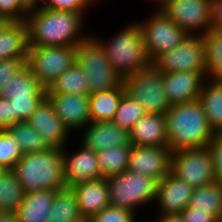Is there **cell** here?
I'll return each mask as SVG.
<instances>
[{
	"label": "cell",
	"mask_w": 222,
	"mask_h": 222,
	"mask_svg": "<svg viewBox=\"0 0 222 222\" xmlns=\"http://www.w3.org/2000/svg\"><path fill=\"white\" fill-rule=\"evenodd\" d=\"M46 96H29V98L9 99L12 101L13 114H16V123L27 121Z\"/></svg>",
	"instance_id": "obj_37"
},
{
	"label": "cell",
	"mask_w": 222,
	"mask_h": 222,
	"mask_svg": "<svg viewBox=\"0 0 222 222\" xmlns=\"http://www.w3.org/2000/svg\"><path fill=\"white\" fill-rule=\"evenodd\" d=\"M31 13V15H30ZM83 15L71 11L39 7L26 17L28 46H76L81 34Z\"/></svg>",
	"instance_id": "obj_1"
},
{
	"label": "cell",
	"mask_w": 222,
	"mask_h": 222,
	"mask_svg": "<svg viewBox=\"0 0 222 222\" xmlns=\"http://www.w3.org/2000/svg\"><path fill=\"white\" fill-rule=\"evenodd\" d=\"M0 222H18L15 212L0 210Z\"/></svg>",
	"instance_id": "obj_45"
},
{
	"label": "cell",
	"mask_w": 222,
	"mask_h": 222,
	"mask_svg": "<svg viewBox=\"0 0 222 222\" xmlns=\"http://www.w3.org/2000/svg\"><path fill=\"white\" fill-rule=\"evenodd\" d=\"M18 180L25 193L38 190H60L67 187L62 149L23 154L15 164Z\"/></svg>",
	"instance_id": "obj_3"
},
{
	"label": "cell",
	"mask_w": 222,
	"mask_h": 222,
	"mask_svg": "<svg viewBox=\"0 0 222 222\" xmlns=\"http://www.w3.org/2000/svg\"><path fill=\"white\" fill-rule=\"evenodd\" d=\"M16 124V114H13L12 101L0 96V130H7Z\"/></svg>",
	"instance_id": "obj_42"
},
{
	"label": "cell",
	"mask_w": 222,
	"mask_h": 222,
	"mask_svg": "<svg viewBox=\"0 0 222 222\" xmlns=\"http://www.w3.org/2000/svg\"><path fill=\"white\" fill-rule=\"evenodd\" d=\"M210 4L211 0H169L160 10L187 34L203 29L204 35L211 30Z\"/></svg>",
	"instance_id": "obj_12"
},
{
	"label": "cell",
	"mask_w": 222,
	"mask_h": 222,
	"mask_svg": "<svg viewBox=\"0 0 222 222\" xmlns=\"http://www.w3.org/2000/svg\"><path fill=\"white\" fill-rule=\"evenodd\" d=\"M109 205L134 212L142 204L156 197L157 181L145 175L124 171L107 178Z\"/></svg>",
	"instance_id": "obj_6"
},
{
	"label": "cell",
	"mask_w": 222,
	"mask_h": 222,
	"mask_svg": "<svg viewBox=\"0 0 222 222\" xmlns=\"http://www.w3.org/2000/svg\"><path fill=\"white\" fill-rule=\"evenodd\" d=\"M211 82L205 81L198 100L205 111L210 127L218 133L222 132V82L215 80Z\"/></svg>",
	"instance_id": "obj_26"
},
{
	"label": "cell",
	"mask_w": 222,
	"mask_h": 222,
	"mask_svg": "<svg viewBox=\"0 0 222 222\" xmlns=\"http://www.w3.org/2000/svg\"><path fill=\"white\" fill-rule=\"evenodd\" d=\"M71 188L76 195L79 212L85 221L109 206L107 178L81 182Z\"/></svg>",
	"instance_id": "obj_19"
},
{
	"label": "cell",
	"mask_w": 222,
	"mask_h": 222,
	"mask_svg": "<svg viewBox=\"0 0 222 222\" xmlns=\"http://www.w3.org/2000/svg\"><path fill=\"white\" fill-rule=\"evenodd\" d=\"M75 63L86 73L89 94L115 89L123 82L96 37L86 36L75 46Z\"/></svg>",
	"instance_id": "obj_5"
},
{
	"label": "cell",
	"mask_w": 222,
	"mask_h": 222,
	"mask_svg": "<svg viewBox=\"0 0 222 222\" xmlns=\"http://www.w3.org/2000/svg\"><path fill=\"white\" fill-rule=\"evenodd\" d=\"M157 222H184L180 214L161 215Z\"/></svg>",
	"instance_id": "obj_46"
},
{
	"label": "cell",
	"mask_w": 222,
	"mask_h": 222,
	"mask_svg": "<svg viewBox=\"0 0 222 222\" xmlns=\"http://www.w3.org/2000/svg\"><path fill=\"white\" fill-rule=\"evenodd\" d=\"M75 63V46H28L26 65L45 89Z\"/></svg>",
	"instance_id": "obj_8"
},
{
	"label": "cell",
	"mask_w": 222,
	"mask_h": 222,
	"mask_svg": "<svg viewBox=\"0 0 222 222\" xmlns=\"http://www.w3.org/2000/svg\"><path fill=\"white\" fill-rule=\"evenodd\" d=\"M206 75L222 82V33L210 30L204 34Z\"/></svg>",
	"instance_id": "obj_33"
},
{
	"label": "cell",
	"mask_w": 222,
	"mask_h": 222,
	"mask_svg": "<svg viewBox=\"0 0 222 222\" xmlns=\"http://www.w3.org/2000/svg\"><path fill=\"white\" fill-rule=\"evenodd\" d=\"M132 145L112 146L97 152L102 178L123 173L128 168Z\"/></svg>",
	"instance_id": "obj_30"
},
{
	"label": "cell",
	"mask_w": 222,
	"mask_h": 222,
	"mask_svg": "<svg viewBox=\"0 0 222 222\" xmlns=\"http://www.w3.org/2000/svg\"><path fill=\"white\" fill-rule=\"evenodd\" d=\"M211 30L222 33V0H211Z\"/></svg>",
	"instance_id": "obj_44"
},
{
	"label": "cell",
	"mask_w": 222,
	"mask_h": 222,
	"mask_svg": "<svg viewBox=\"0 0 222 222\" xmlns=\"http://www.w3.org/2000/svg\"><path fill=\"white\" fill-rule=\"evenodd\" d=\"M25 63L21 59L0 60V96L5 84Z\"/></svg>",
	"instance_id": "obj_41"
},
{
	"label": "cell",
	"mask_w": 222,
	"mask_h": 222,
	"mask_svg": "<svg viewBox=\"0 0 222 222\" xmlns=\"http://www.w3.org/2000/svg\"><path fill=\"white\" fill-rule=\"evenodd\" d=\"M145 114L142 105L125 93L121 97L111 122L129 132L132 126Z\"/></svg>",
	"instance_id": "obj_34"
},
{
	"label": "cell",
	"mask_w": 222,
	"mask_h": 222,
	"mask_svg": "<svg viewBox=\"0 0 222 222\" xmlns=\"http://www.w3.org/2000/svg\"><path fill=\"white\" fill-rule=\"evenodd\" d=\"M64 148V172L67 187H71L81 182L101 179V171L98 166L97 153L86 148L83 144L81 149L71 156L66 154Z\"/></svg>",
	"instance_id": "obj_18"
},
{
	"label": "cell",
	"mask_w": 222,
	"mask_h": 222,
	"mask_svg": "<svg viewBox=\"0 0 222 222\" xmlns=\"http://www.w3.org/2000/svg\"><path fill=\"white\" fill-rule=\"evenodd\" d=\"M172 155L173 152L168 146L132 145L127 170L158 182L171 172Z\"/></svg>",
	"instance_id": "obj_13"
},
{
	"label": "cell",
	"mask_w": 222,
	"mask_h": 222,
	"mask_svg": "<svg viewBox=\"0 0 222 222\" xmlns=\"http://www.w3.org/2000/svg\"><path fill=\"white\" fill-rule=\"evenodd\" d=\"M138 26L151 63L162 53L179 45L188 35L160 9L147 22L138 23Z\"/></svg>",
	"instance_id": "obj_11"
},
{
	"label": "cell",
	"mask_w": 222,
	"mask_h": 222,
	"mask_svg": "<svg viewBox=\"0 0 222 222\" xmlns=\"http://www.w3.org/2000/svg\"><path fill=\"white\" fill-rule=\"evenodd\" d=\"M130 144L139 146H167L165 115L145 114L129 131Z\"/></svg>",
	"instance_id": "obj_21"
},
{
	"label": "cell",
	"mask_w": 222,
	"mask_h": 222,
	"mask_svg": "<svg viewBox=\"0 0 222 222\" xmlns=\"http://www.w3.org/2000/svg\"><path fill=\"white\" fill-rule=\"evenodd\" d=\"M156 1H158V3H161L160 4L161 5L160 8H162L169 0H156Z\"/></svg>",
	"instance_id": "obj_49"
},
{
	"label": "cell",
	"mask_w": 222,
	"mask_h": 222,
	"mask_svg": "<svg viewBox=\"0 0 222 222\" xmlns=\"http://www.w3.org/2000/svg\"><path fill=\"white\" fill-rule=\"evenodd\" d=\"M27 14L29 12L19 0H0V17L8 18L11 22H21L26 21Z\"/></svg>",
	"instance_id": "obj_38"
},
{
	"label": "cell",
	"mask_w": 222,
	"mask_h": 222,
	"mask_svg": "<svg viewBox=\"0 0 222 222\" xmlns=\"http://www.w3.org/2000/svg\"><path fill=\"white\" fill-rule=\"evenodd\" d=\"M165 118L167 146L173 153L208 146L215 134L198 99L169 106Z\"/></svg>",
	"instance_id": "obj_2"
},
{
	"label": "cell",
	"mask_w": 222,
	"mask_h": 222,
	"mask_svg": "<svg viewBox=\"0 0 222 222\" xmlns=\"http://www.w3.org/2000/svg\"><path fill=\"white\" fill-rule=\"evenodd\" d=\"M164 73L153 64L123 79L125 92L138 101L146 114L165 115L169 104L163 91Z\"/></svg>",
	"instance_id": "obj_7"
},
{
	"label": "cell",
	"mask_w": 222,
	"mask_h": 222,
	"mask_svg": "<svg viewBox=\"0 0 222 222\" xmlns=\"http://www.w3.org/2000/svg\"><path fill=\"white\" fill-rule=\"evenodd\" d=\"M56 191L38 190L27 192L15 211L18 222H47Z\"/></svg>",
	"instance_id": "obj_22"
},
{
	"label": "cell",
	"mask_w": 222,
	"mask_h": 222,
	"mask_svg": "<svg viewBox=\"0 0 222 222\" xmlns=\"http://www.w3.org/2000/svg\"><path fill=\"white\" fill-rule=\"evenodd\" d=\"M25 192L13 169L0 170V210L15 212Z\"/></svg>",
	"instance_id": "obj_31"
},
{
	"label": "cell",
	"mask_w": 222,
	"mask_h": 222,
	"mask_svg": "<svg viewBox=\"0 0 222 222\" xmlns=\"http://www.w3.org/2000/svg\"><path fill=\"white\" fill-rule=\"evenodd\" d=\"M194 188L169 172L157 183L155 200L162 215L180 214L189 206Z\"/></svg>",
	"instance_id": "obj_16"
},
{
	"label": "cell",
	"mask_w": 222,
	"mask_h": 222,
	"mask_svg": "<svg viewBox=\"0 0 222 222\" xmlns=\"http://www.w3.org/2000/svg\"><path fill=\"white\" fill-rule=\"evenodd\" d=\"M28 55V29L25 21L11 22L0 34V60L21 59Z\"/></svg>",
	"instance_id": "obj_23"
},
{
	"label": "cell",
	"mask_w": 222,
	"mask_h": 222,
	"mask_svg": "<svg viewBox=\"0 0 222 222\" xmlns=\"http://www.w3.org/2000/svg\"><path fill=\"white\" fill-rule=\"evenodd\" d=\"M125 93L122 82L115 89L89 94L90 122L111 121Z\"/></svg>",
	"instance_id": "obj_25"
},
{
	"label": "cell",
	"mask_w": 222,
	"mask_h": 222,
	"mask_svg": "<svg viewBox=\"0 0 222 222\" xmlns=\"http://www.w3.org/2000/svg\"><path fill=\"white\" fill-rule=\"evenodd\" d=\"M98 40L114 71L122 79L152 64L138 23L128 25L107 43Z\"/></svg>",
	"instance_id": "obj_4"
},
{
	"label": "cell",
	"mask_w": 222,
	"mask_h": 222,
	"mask_svg": "<svg viewBox=\"0 0 222 222\" xmlns=\"http://www.w3.org/2000/svg\"><path fill=\"white\" fill-rule=\"evenodd\" d=\"M46 93L89 95L85 71L74 63L50 85Z\"/></svg>",
	"instance_id": "obj_29"
},
{
	"label": "cell",
	"mask_w": 222,
	"mask_h": 222,
	"mask_svg": "<svg viewBox=\"0 0 222 222\" xmlns=\"http://www.w3.org/2000/svg\"><path fill=\"white\" fill-rule=\"evenodd\" d=\"M206 72L179 71L163 76V91L168 104L191 102L199 98ZM204 81V82H203Z\"/></svg>",
	"instance_id": "obj_14"
},
{
	"label": "cell",
	"mask_w": 222,
	"mask_h": 222,
	"mask_svg": "<svg viewBox=\"0 0 222 222\" xmlns=\"http://www.w3.org/2000/svg\"><path fill=\"white\" fill-rule=\"evenodd\" d=\"M134 214L131 210L109 205L86 222H135Z\"/></svg>",
	"instance_id": "obj_36"
},
{
	"label": "cell",
	"mask_w": 222,
	"mask_h": 222,
	"mask_svg": "<svg viewBox=\"0 0 222 222\" xmlns=\"http://www.w3.org/2000/svg\"><path fill=\"white\" fill-rule=\"evenodd\" d=\"M152 64L164 74L179 71L206 72L204 35H187L175 48L159 55Z\"/></svg>",
	"instance_id": "obj_9"
},
{
	"label": "cell",
	"mask_w": 222,
	"mask_h": 222,
	"mask_svg": "<svg viewBox=\"0 0 222 222\" xmlns=\"http://www.w3.org/2000/svg\"><path fill=\"white\" fill-rule=\"evenodd\" d=\"M46 98L69 130L90 123L89 95L46 93Z\"/></svg>",
	"instance_id": "obj_15"
},
{
	"label": "cell",
	"mask_w": 222,
	"mask_h": 222,
	"mask_svg": "<svg viewBox=\"0 0 222 222\" xmlns=\"http://www.w3.org/2000/svg\"><path fill=\"white\" fill-rule=\"evenodd\" d=\"M11 23V21L8 18L0 17V34L3 32V30Z\"/></svg>",
	"instance_id": "obj_48"
},
{
	"label": "cell",
	"mask_w": 222,
	"mask_h": 222,
	"mask_svg": "<svg viewBox=\"0 0 222 222\" xmlns=\"http://www.w3.org/2000/svg\"><path fill=\"white\" fill-rule=\"evenodd\" d=\"M47 222H86L79 212L76 195L71 187L56 191Z\"/></svg>",
	"instance_id": "obj_27"
},
{
	"label": "cell",
	"mask_w": 222,
	"mask_h": 222,
	"mask_svg": "<svg viewBox=\"0 0 222 222\" xmlns=\"http://www.w3.org/2000/svg\"><path fill=\"white\" fill-rule=\"evenodd\" d=\"M208 147L212 155L216 181L222 185V132L214 134Z\"/></svg>",
	"instance_id": "obj_40"
},
{
	"label": "cell",
	"mask_w": 222,
	"mask_h": 222,
	"mask_svg": "<svg viewBox=\"0 0 222 222\" xmlns=\"http://www.w3.org/2000/svg\"><path fill=\"white\" fill-rule=\"evenodd\" d=\"M196 211L209 212L218 222L222 219V185L215 181L194 188L189 206Z\"/></svg>",
	"instance_id": "obj_28"
},
{
	"label": "cell",
	"mask_w": 222,
	"mask_h": 222,
	"mask_svg": "<svg viewBox=\"0 0 222 222\" xmlns=\"http://www.w3.org/2000/svg\"><path fill=\"white\" fill-rule=\"evenodd\" d=\"M86 127L82 144L96 153L112 146L131 145L129 132L111 121L90 122Z\"/></svg>",
	"instance_id": "obj_20"
},
{
	"label": "cell",
	"mask_w": 222,
	"mask_h": 222,
	"mask_svg": "<svg viewBox=\"0 0 222 222\" xmlns=\"http://www.w3.org/2000/svg\"><path fill=\"white\" fill-rule=\"evenodd\" d=\"M7 131L18 142L23 154L42 152L52 148L27 121L17 122Z\"/></svg>",
	"instance_id": "obj_32"
},
{
	"label": "cell",
	"mask_w": 222,
	"mask_h": 222,
	"mask_svg": "<svg viewBox=\"0 0 222 222\" xmlns=\"http://www.w3.org/2000/svg\"><path fill=\"white\" fill-rule=\"evenodd\" d=\"M45 5L41 7L50 10H64L71 11L75 13H80L83 15L84 9L89 5V0H43Z\"/></svg>",
	"instance_id": "obj_39"
},
{
	"label": "cell",
	"mask_w": 222,
	"mask_h": 222,
	"mask_svg": "<svg viewBox=\"0 0 222 222\" xmlns=\"http://www.w3.org/2000/svg\"><path fill=\"white\" fill-rule=\"evenodd\" d=\"M40 0H19L20 4L28 11L36 10ZM42 1V0H41ZM38 3V4H37Z\"/></svg>",
	"instance_id": "obj_47"
},
{
	"label": "cell",
	"mask_w": 222,
	"mask_h": 222,
	"mask_svg": "<svg viewBox=\"0 0 222 222\" xmlns=\"http://www.w3.org/2000/svg\"><path fill=\"white\" fill-rule=\"evenodd\" d=\"M171 172L193 188L216 181L212 155L208 146L174 152Z\"/></svg>",
	"instance_id": "obj_10"
},
{
	"label": "cell",
	"mask_w": 222,
	"mask_h": 222,
	"mask_svg": "<svg viewBox=\"0 0 222 222\" xmlns=\"http://www.w3.org/2000/svg\"><path fill=\"white\" fill-rule=\"evenodd\" d=\"M184 222H218L209 212L196 211L186 207L181 213Z\"/></svg>",
	"instance_id": "obj_43"
},
{
	"label": "cell",
	"mask_w": 222,
	"mask_h": 222,
	"mask_svg": "<svg viewBox=\"0 0 222 222\" xmlns=\"http://www.w3.org/2000/svg\"><path fill=\"white\" fill-rule=\"evenodd\" d=\"M22 155L12 135L7 130H0V170L13 169Z\"/></svg>",
	"instance_id": "obj_35"
},
{
	"label": "cell",
	"mask_w": 222,
	"mask_h": 222,
	"mask_svg": "<svg viewBox=\"0 0 222 222\" xmlns=\"http://www.w3.org/2000/svg\"><path fill=\"white\" fill-rule=\"evenodd\" d=\"M27 122L51 147L63 149L70 131L55 113L47 98L41 102Z\"/></svg>",
	"instance_id": "obj_17"
},
{
	"label": "cell",
	"mask_w": 222,
	"mask_h": 222,
	"mask_svg": "<svg viewBox=\"0 0 222 222\" xmlns=\"http://www.w3.org/2000/svg\"><path fill=\"white\" fill-rule=\"evenodd\" d=\"M47 89L43 88L38 79L25 64L5 84L1 96L8 99L29 98V96H46Z\"/></svg>",
	"instance_id": "obj_24"
}]
</instances>
